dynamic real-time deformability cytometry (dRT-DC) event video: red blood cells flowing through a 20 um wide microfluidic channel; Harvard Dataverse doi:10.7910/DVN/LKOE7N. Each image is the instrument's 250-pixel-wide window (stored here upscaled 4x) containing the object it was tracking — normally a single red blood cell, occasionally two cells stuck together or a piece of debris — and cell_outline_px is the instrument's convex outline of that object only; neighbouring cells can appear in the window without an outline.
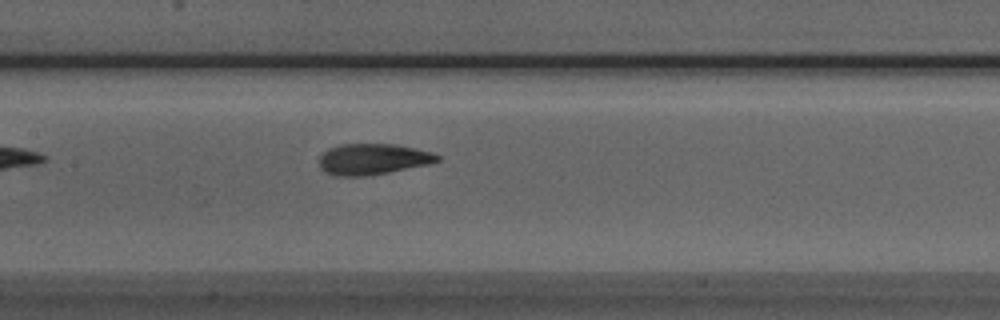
{"species": "Egyptian fruit bat (a non-hibernating species)", "species_latin": "Rousettus aegyptiacus", "temperature_condition": "room temperature", "stored_images_in_passage": 15, "camera_frame_rate_fps": 3000, "um_per_image_px": 0.085, "animal": {"sex": "male"}, "frame": {"image": 1, "passage_image": 9, "time_ms": 2.667, "image_size_px": [1000, 320], "cell_outline_px": [[440, 160], [428, 164], [368, 176], [332, 176], [324, 172], [320, 168], [320, 156], [328, 148], [340, 144], [396, 144], [416, 148], [432, 152], [440, 156]], "centroid_in_image_um": [31.67, 13.53], "position_along_channel_um": 175.7, "area_um2": 21.44}}
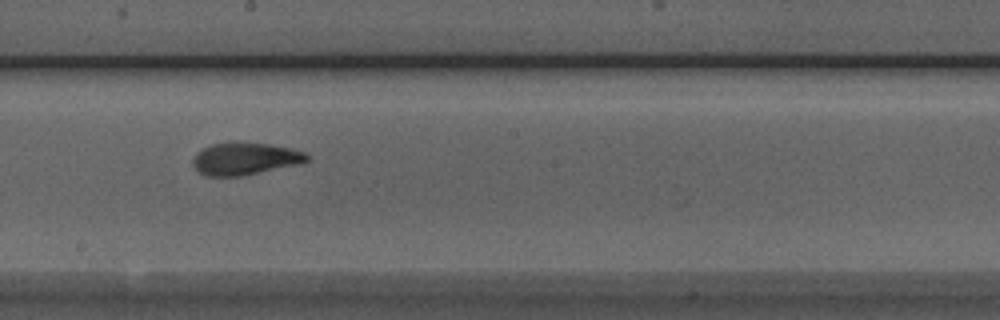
{"frame": {"image": 2, "passage_image": 13, "time_ms": 4.0, "image_size_px": [1000, 320], "cell_outline_px": [[312, 156], [308, 160], [296, 164], [240, 176], [208, 176], [200, 172], [192, 164], [192, 160], [196, 152], [200, 148], [212, 144], [232, 140], [268, 144], [288, 148], [304, 152]], "centroid_in_image_um": [20.76, 13.45], "position_along_channel_um": 227.4, "area_um2": 21.56}}